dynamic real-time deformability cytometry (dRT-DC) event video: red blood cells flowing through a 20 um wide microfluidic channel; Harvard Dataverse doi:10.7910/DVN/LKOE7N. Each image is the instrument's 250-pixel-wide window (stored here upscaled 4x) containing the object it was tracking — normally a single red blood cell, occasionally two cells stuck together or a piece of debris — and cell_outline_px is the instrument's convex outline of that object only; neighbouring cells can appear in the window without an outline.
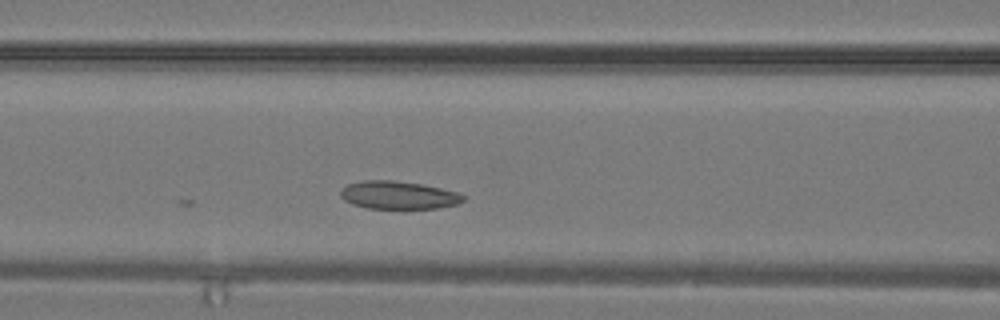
{"species": "common noctule bat (a hibernating species)", "species_latin": "Nyctalus noctula", "temperature_condition": "warm", "stored_images_in_passage": 24, "camera_frame_rate_fps": 3000, "um_per_image_px": 0.085, "animal": {"sex": "male", "body_mass_g": 19.2, "forearm_length_mm": 51.8}, "frame": {"image": 1, "passage_image": 7, "time_ms": 2.0, "image_size_px": [1000, 320], "cell_outline_px": [[468, 196], [464, 200], [456, 204], [436, 208], [368, 208], [352, 204], [344, 200], [340, 196], [340, 192], [348, 184], [360, 180], [392, 180], [420, 184], [440, 188], [456, 192]], "centroid_in_image_um": [33.85, 16.58], "position_along_channel_um": 132.7, "area_um2": 19.83}}
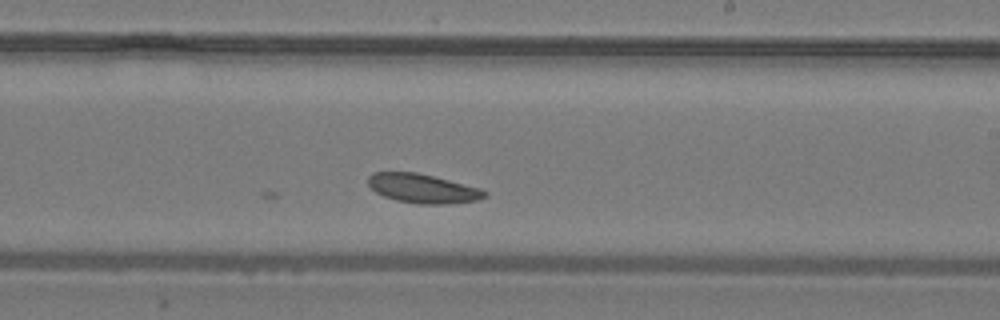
{"frame": {"image": 2, "passage_image": 13, "time_ms": 4.0, "image_size_px": [1000, 320], "cell_outline_px": [[488, 196], [476, 200], [448, 204], [416, 204], [396, 200], [384, 196], [376, 192], [368, 184], [368, 176], [372, 172], [416, 172], [480, 188], [488, 192]], "centroid_in_image_um": [35.93, 16.02], "position_along_channel_um": 253.1, "area_um2": 19.71}}
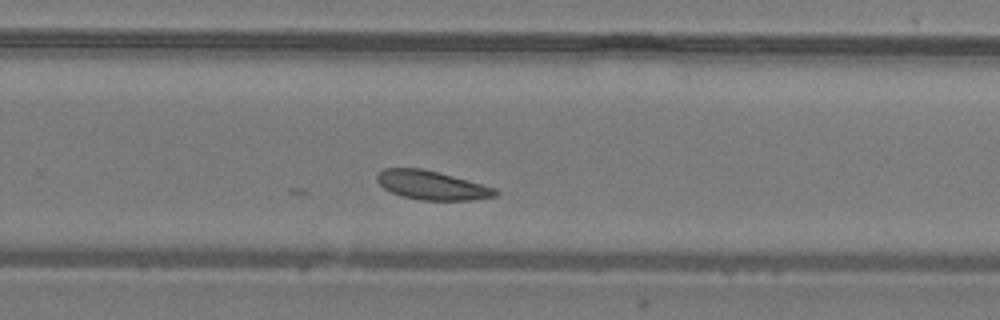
{"frame": {"image": 3, "passage_image": 15, "time_ms": 4.667, "image_size_px": [1000, 320], "cell_outline_px": [[500, 192], [496, 196], [472, 200], [420, 200], [404, 196], [392, 192], [384, 188], [376, 180], [376, 176], [384, 168], [420, 168], [452, 176], [496, 188]], "centroid_in_image_um": [36.72, 15.75], "position_along_channel_um": 293.1, "area_um2": 19.65}}